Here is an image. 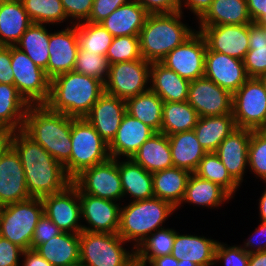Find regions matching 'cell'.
<instances>
[{"instance_id":"obj_23","label":"cell","mask_w":266,"mask_h":266,"mask_svg":"<svg viewBox=\"0 0 266 266\" xmlns=\"http://www.w3.org/2000/svg\"><path fill=\"white\" fill-rule=\"evenodd\" d=\"M156 132L126 113L115 138L108 145L110 158H132L138 149Z\"/></svg>"},{"instance_id":"obj_21","label":"cell","mask_w":266,"mask_h":266,"mask_svg":"<svg viewBox=\"0 0 266 266\" xmlns=\"http://www.w3.org/2000/svg\"><path fill=\"white\" fill-rule=\"evenodd\" d=\"M29 198L20 157L11 146L0 160V207Z\"/></svg>"},{"instance_id":"obj_11","label":"cell","mask_w":266,"mask_h":266,"mask_svg":"<svg viewBox=\"0 0 266 266\" xmlns=\"http://www.w3.org/2000/svg\"><path fill=\"white\" fill-rule=\"evenodd\" d=\"M150 66L143 58L110 65L104 92L126 101L148 91Z\"/></svg>"},{"instance_id":"obj_65","label":"cell","mask_w":266,"mask_h":266,"mask_svg":"<svg viewBox=\"0 0 266 266\" xmlns=\"http://www.w3.org/2000/svg\"><path fill=\"white\" fill-rule=\"evenodd\" d=\"M60 266H83L80 261Z\"/></svg>"},{"instance_id":"obj_37","label":"cell","mask_w":266,"mask_h":266,"mask_svg":"<svg viewBox=\"0 0 266 266\" xmlns=\"http://www.w3.org/2000/svg\"><path fill=\"white\" fill-rule=\"evenodd\" d=\"M126 113L161 132L164 101L150 89L125 101Z\"/></svg>"},{"instance_id":"obj_66","label":"cell","mask_w":266,"mask_h":266,"mask_svg":"<svg viewBox=\"0 0 266 266\" xmlns=\"http://www.w3.org/2000/svg\"><path fill=\"white\" fill-rule=\"evenodd\" d=\"M260 25L266 27V15L258 22Z\"/></svg>"},{"instance_id":"obj_35","label":"cell","mask_w":266,"mask_h":266,"mask_svg":"<svg viewBox=\"0 0 266 266\" xmlns=\"http://www.w3.org/2000/svg\"><path fill=\"white\" fill-rule=\"evenodd\" d=\"M35 250L53 266L66 265L80 261L79 234L62 232Z\"/></svg>"},{"instance_id":"obj_24","label":"cell","mask_w":266,"mask_h":266,"mask_svg":"<svg viewBox=\"0 0 266 266\" xmlns=\"http://www.w3.org/2000/svg\"><path fill=\"white\" fill-rule=\"evenodd\" d=\"M180 233L176 230L175 241L171 255L179 260H186L198 266H214L215 249L218 239L207 238L203 234Z\"/></svg>"},{"instance_id":"obj_51","label":"cell","mask_w":266,"mask_h":266,"mask_svg":"<svg viewBox=\"0 0 266 266\" xmlns=\"http://www.w3.org/2000/svg\"><path fill=\"white\" fill-rule=\"evenodd\" d=\"M132 0H94L87 22L100 23L121 5Z\"/></svg>"},{"instance_id":"obj_19","label":"cell","mask_w":266,"mask_h":266,"mask_svg":"<svg viewBox=\"0 0 266 266\" xmlns=\"http://www.w3.org/2000/svg\"><path fill=\"white\" fill-rule=\"evenodd\" d=\"M204 77L212 80L232 95L249 79L242 60L211 51L205 56Z\"/></svg>"},{"instance_id":"obj_28","label":"cell","mask_w":266,"mask_h":266,"mask_svg":"<svg viewBox=\"0 0 266 266\" xmlns=\"http://www.w3.org/2000/svg\"><path fill=\"white\" fill-rule=\"evenodd\" d=\"M149 13L135 0L121 5L100 23L113 37L139 35Z\"/></svg>"},{"instance_id":"obj_22","label":"cell","mask_w":266,"mask_h":266,"mask_svg":"<svg viewBox=\"0 0 266 266\" xmlns=\"http://www.w3.org/2000/svg\"><path fill=\"white\" fill-rule=\"evenodd\" d=\"M126 114V103L116 96L103 93L85 119L94 127L107 145L115 138Z\"/></svg>"},{"instance_id":"obj_15","label":"cell","mask_w":266,"mask_h":266,"mask_svg":"<svg viewBox=\"0 0 266 266\" xmlns=\"http://www.w3.org/2000/svg\"><path fill=\"white\" fill-rule=\"evenodd\" d=\"M51 26V33L49 38V60L46 76L51 80L57 75L73 71L78 46L77 24L63 26L61 29H56Z\"/></svg>"},{"instance_id":"obj_46","label":"cell","mask_w":266,"mask_h":266,"mask_svg":"<svg viewBox=\"0 0 266 266\" xmlns=\"http://www.w3.org/2000/svg\"><path fill=\"white\" fill-rule=\"evenodd\" d=\"M106 58L109 65L142 59L139 35L114 37L107 49Z\"/></svg>"},{"instance_id":"obj_59","label":"cell","mask_w":266,"mask_h":266,"mask_svg":"<svg viewBox=\"0 0 266 266\" xmlns=\"http://www.w3.org/2000/svg\"><path fill=\"white\" fill-rule=\"evenodd\" d=\"M13 131L0 128V160L6 151L12 146Z\"/></svg>"},{"instance_id":"obj_26","label":"cell","mask_w":266,"mask_h":266,"mask_svg":"<svg viewBox=\"0 0 266 266\" xmlns=\"http://www.w3.org/2000/svg\"><path fill=\"white\" fill-rule=\"evenodd\" d=\"M118 170L123 189V202L154 198L152 173L131 158L118 159Z\"/></svg>"},{"instance_id":"obj_67","label":"cell","mask_w":266,"mask_h":266,"mask_svg":"<svg viewBox=\"0 0 266 266\" xmlns=\"http://www.w3.org/2000/svg\"><path fill=\"white\" fill-rule=\"evenodd\" d=\"M9 1L22 2L23 0H9Z\"/></svg>"},{"instance_id":"obj_63","label":"cell","mask_w":266,"mask_h":266,"mask_svg":"<svg viewBox=\"0 0 266 266\" xmlns=\"http://www.w3.org/2000/svg\"><path fill=\"white\" fill-rule=\"evenodd\" d=\"M178 266H198L195 263L191 262V261H186V260H179L178 261Z\"/></svg>"},{"instance_id":"obj_52","label":"cell","mask_w":266,"mask_h":266,"mask_svg":"<svg viewBox=\"0 0 266 266\" xmlns=\"http://www.w3.org/2000/svg\"><path fill=\"white\" fill-rule=\"evenodd\" d=\"M259 221V222H258ZM253 233L240 246L248 253L266 251V222L258 220Z\"/></svg>"},{"instance_id":"obj_30","label":"cell","mask_w":266,"mask_h":266,"mask_svg":"<svg viewBox=\"0 0 266 266\" xmlns=\"http://www.w3.org/2000/svg\"><path fill=\"white\" fill-rule=\"evenodd\" d=\"M22 2L0 3V46H15L32 24Z\"/></svg>"},{"instance_id":"obj_9","label":"cell","mask_w":266,"mask_h":266,"mask_svg":"<svg viewBox=\"0 0 266 266\" xmlns=\"http://www.w3.org/2000/svg\"><path fill=\"white\" fill-rule=\"evenodd\" d=\"M236 127L266 129V90L259 78H249L232 95Z\"/></svg>"},{"instance_id":"obj_12","label":"cell","mask_w":266,"mask_h":266,"mask_svg":"<svg viewBox=\"0 0 266 266\" xmlns=\"http://www.w3.org/2000/svg\"><path fill=\"white\" fill-rule=\"evenodd\" d=\"M72 183L79 194H88L102 199L123 203V189L118 170V159L107 161L84 169Z\"/></svg>"},{"instance_id":"obj_17","label":"cell","mask_w":266,"mask_h":266,"mask_svg":"<svg viewBox=\"0 0 266 266\" xmlns=\"http://www.w3.org/2000/svg\"><path fill=\"white\" fill-rule=\"evenodd\" d=\"M82 227L87 232L117 233L122 203L88 194H79Z\"/></svg>"},{"instance_id":"obj_6","label":"cell","mask_w":266,"mask_h":266,"mask_svg":"<svg viewBox=\"0 0 266 266\" xmlns=\"http://www.w3.org/2000/svg\"><path fill=\"white\" fill-rule=\"evenodd\" d=\"M79 240L83 266H136L135 249L117 233L83 230Z\"/></svg>"},{"instance_id":"obj_3","label":"cell","mask_w":266,"mask_h":266,"mask_svg":"<svg viewBox=\"0 0 266 266\" xmlns=\"http://www.w3.org/2000/svg\"><path fill=\"white\" fill-rule=\"evenodd\" d=\"M73 118L50 110L45 104L30 105L22 131L64 165L71 155Z\"/></svg>"},{"instance_id":"obj_16","label":"cell","mask_w":266,"mask_h":266,"mask_svg":"<svg viewBox=\"0 0 266 266\" xmlns=\"http://www.w3.org/2000/svg\"><path fill=\"white\" fill-rule=\"evenodd\" d=\"M232 94L206 77L190 81L188 103L199 117L232 114Z\"/></svg>"},{"instance_id":"obj_41","label":"cell","mask_w":266,"mask_h":266,"mask_svg":"<svg viewBox=\"0 0 266 266\" xmlns=\"http://www.w3.org/2000/svg\"><path fill=\"white\" fill-rule=\"evenodd\" d=\"M243 63L249 78L266 74V28L259 23L249 24V50Z\"/></svg>"},{"instance_id":"obj_55","label":"cell","mask_w":266,"mask_h":266,"mask_svg":"<svg viewBox=\"0 0 266 266\" xmlns=\"http://www.w3.org/2000/svg\"><path fill=\"white\" fill-rule=\"evenodd\" d=\"M212 2L213 0H179V11L184 15L189 11L187 15L193 14V19L197 22L207 12Z\"/></svg>"},{"instance_id":"obj_2","label":"cell","mask_w":266,"mask_h":266,"mask_svg":"<svg viewBox=\"0 0 266 266\" xmlns=\"http://www.w3.org/2000/svg\"><path fill=\"white\" fill-rule=\"evenodd\" d=\"M103 93L101 80L70 71L50 80V95L45 105L68 117L85 118Z\"/></svg>"},{"instance_id":"obj_14","label":"cell","mask_w":266,"mask_h":266,"mask_svg":"<svg viewBox=\"0 0 266 266\" xmlns=\"http://www.w3.org/2000/svg\"><path fill=\"white\" fill-rule=\"evenodd\" d=\"M206 50L207 44L204 36L196 31L160 62L180 77L194 81L204 77Z\"/></svg>"},{"instance_id":"obj_1","label":"cell","mask_w":266,"mask_h":266,"mask_svg":"<svg viewBox=\"0 0 266 266\" xmlns=\"http://www.w3.org/2000/svg\"><path fill=\"white\" fill-rule=\"evenodd\" d=\"M12 147L20 157L30 197L59 193L72 183L63 165L22 130L13 132Z\"/></svg>"},{"instance_id":"obj_61","label":"cell","mask_w":266,"mask_h":266,"mask_svg":"<svg viewBox=\"0 0 266 266\" xmlns=\"http://www.w3.org/2000/svg\"><path fill=\"white\" fill-rule=\"evenodd\" d=\"M263 187L264 190L261 191L258 200H256L258 202L256 205H258L257 209L259 210L258 219L260 221L266 222V183H264Z\"/></svg>"},{"instance_id":"obj_32","label":"cell","mask_w":266,"mask_h":266,"mask_svg":"<svg viewBox=\"0 0 266 266\" xmlns=\"http://www.w3.org/2000/svg\"><path fill=\"white\" fill-rule=\"evenodd\" d=\"M190 175L188 170L177 167L152 173L154 197L177 208L183 200Z\"/></svg>"},{"instance_id":"obj_60","label":"cell","mask_w":266,"mask_h":266,"mask_svg":"<svg viewBox=\"0 0 266 266\" xmlns=\"http://www.w3.org/2000/svg\"><path fill=\"white\" fill-rule=\"evenodd\" d=\"M146 266H178V260L170 254L153 258Z\"/></svg>"},{"instance_id":"obj_44","label":"cell","mask_w":266,"mask_h":266,"mask_svg":"<svg viewBox=\"0 0 266 266\" xmlns=\"http://www.w3.org/2000/svg\"><path fill=\"white\" fill-rule=\"evenodd\" d=\"M79 50L106 55L113 36L101 23L81 22L77 24Z\"/></svg>"},{"instance_id":"obj_31","label":"cell","mask_w":266,"mask_h":266,"mask_svg":"<svg viewBox=\"0 0 266 266\" xmlns=\"http://www.w3.org/2000/svg\"><path fill=\"white\" fill-rule=\"evenodd\" d=\"M174 167L194 173L207 153L197 140L194 130L168 136Z\"/></svg>"},{"instance_id":"obj_62","label":"cell","mask_w":266,"mask_h":266,"mask_svg":"<svg viewBox=\"0 0 266 266\" xmlns=\"http://www.w3.org/2000/svg\"><path fill=\"white\" fill-rule=\"evenodd\" d=\"M248 266H266V251L249 254Z\"/></svg>"},{"instance_id":"obj_27","label":"cell","mask_w":266,"mask_h":266,"mask_svg":"<svg viewBox=\"0 0 266 266\" xmlns=\"http://www.w3.org/2000/svg\"><path fill=\"white\" fill-rule=\"evenodd\" d=\"M189 84V80L180 77L161 62L151 63L149 89L164 102L188 101Z\"/></svg>"},{"instance_id":"obj_48","label":"cell","mask_w":266,"mask_h":266,"mask_svg":"<svg viewBox=\"0 0 266 266\" xmlns=\"http://www.w3.org/2000/svg\"><path fill=\"white\" fill-rule=\"evenodd\" d=\"M249 254L238 244L228 245L218 241L215 249L214 266H248Z\"/></svg>"},{"instance_id":"obj_49","label":"cell","mask_w":266,"mask_h":266,"mask_svg":"<svg viewBox=\"0 0 266 266\" xmlns=\"http://www.w3.org/2000/svg\"><path fill=\"white\" fill-rule=\"evenodd\" d=\"M94 0H61L64 12L72 24L89 19Z\"/></svg>"},{"instance_id":"obj_57","label":"cell","mask_w":266,"mask_h":266,"mask_svg":"<svg viewBox=\"0 0 266 266\" xmlns=\"http://www.w3.org/2000/svg\"><path fill=\"white\" fill-rule=\"evenodd\" d=\"M21 266H53L45 260L35 249L23 251Z\"/></svg>"},{"instance_id":"obj_34","label":"cell","mask_w":266,"mask_h":266,"mask_svg":"<svg viewBox=\"0 0 266 266\" xmlns=\"http://www.w3.org/2000/svg\"><path fill=\"white\" fill-rule=\"evenodd\" d=\"M233 114L199 117L193 129L206 152H215L221 142L236 129Z\"/></svg>"},{"instance_id":"obj_53","label":"cell","mask_w":266,"mask_h":266,"mask_svg":"<svg viewBox=\"0 0 266 266\" xmlns=\"http://www.w3.org/2000/svg\"><path fill=\"white\" fill-rule=\"evenodd\" d=\"M23 249L0 236V266H21Z\"/></svg>"},{"instance_id":"obj_56","label":"cell","mask_w":266,"mask_h":266,"mask_svg":"<svg viewBox=\"0 0 266 266\" xmlns=\"http://www.w3.org/2000/svg\"><path fill=\"white\" fill-rule=\"evenodd\" d=\"M0 83L14 85L11 66V46H0Z\"/></svg>"},{"instance_id":"obj_54","label":"cell","mask_w":266,"mask_h":266,"mask_svg":"<svg viewBox=\"0 0 266 266\" xmlns=\"http://www.w3.org/2000/svg\"><path fill=\"white\" fill-rule=\"evenodd\" d=\"M149 14L174 13L179 11V0H135Z\"/></svg>"},{"instance_id":"obj_7","label":"cell","mask_w":266,"mask_h":266,"mask_svg":"<svg viewBox=\"0 0 266 266\" xmlns=\"http://www.w3.org/2000/svg\"><path fill=\"white\" fill-rule=\"evenodd\" d=\"M71 143L70 159L63 165L71 180L84 169L110 158L108 145L85 118H73Z\"/></svg>"},{"instance_id":"obj_58","label":"cell","mask_w":266,"mask_h":266,"mask_svg":"<svg viewBox=\"0 0 266 266\" xmlns=\"http://www.w3.org/2000/svg\"><path fill=\"white\" fill-rule=\"evenodd\" d=\"M252 22L258 23L266 15V0H246Z\"/></svg>"},{"instance_id":"obj_38","label":"cell","mask_w":266,"mask_h":266,"mask_svg":"<svg viewBox=\"0 0 266 266\" xmlns=\"http://www.w3.org/2000/svg\"><path fill=\"white\" fill-rule=\"evenodd\" d=\"M51 25L32 23L15 45L44 71L49 60V38Z\"/></svg>"},{"instance_id":"obj_42","label":"cell","mask_w":266,"mask_h":266,"mask_svg":"<svg viewBox=\"0 0 266 266\" xmlns=\"http://www.w3.org/2000/svg\"><path fill=\"white\" fill-rule=\"evenodd\" d=\"M22 4L33 23L57 27L72 24L64 12L61 0H23Z\"/></svg>"},{"instance_id":"obj_18","label":"cell","mask_w":266,"mask_h":266,"mask_svg":"<svg viewBox=\"0 0 266 266\" xmlns=\"http://www.w3.org/2000/svg\"><path fill=\"white\" fill-rule=\"evenodd\" d=\"M211 51L243 61L249 50V24L196 26Z\"/></svg>"},{"instance_id":"obj_25","label":"cell","mask_w":266,"mask_h":266,"mask_svg":"<svg viewBox=\"0 0 266 266\" xmlns=\"http://www.w3.org/2000/svg\"><path fill=\"white\" fill-rule=\"evenodd\" d=\"M234 198L220 185L202 179L196 174L191 173L185 194L181 204L176 208L177 211L186 204L192 207H202L201 209L219 210L224 204L231 202Z\"/></svg>"},{"instance_id":"obj_39","label":"cell","mask_w":266,"mask_h":266,"mask_svg":"<svg viewBox=\"0 0 266 266\" xmlns=\"http://www.w3.org/2000/svg\"><path fill=\"white\" fill-rule=\"evenodd\" d=\"M198 118L197 111L188 101L164 102L161 133L169 136L179 132L193 130Z\"/></svg>"},{"instance_id":"obj_8","label":"cell","mask_w":266,"mask_h":266,"mask_svg":"<svg viewBox=\"0 0 266 266\" xmlns=\"http://www.w3.org/2000/svg\"><path fill=\"white\" fill-rule=\"evenodd\" d=\"M44 214L41 198L0 207V236L22 248L30 249L34 229Z\"/></svg>"},{"instance_id":"obj_50","label":"cell","mask_w":266,"mask_h":266,"mask_svg":"<svg viewBox=\"0 0 266 266\" xmlns=\"http://www.w3.org/2000/svg\"><path fill=\"white\" fill-rule=\"evenodd\" d=\"M62 232L50 218L43 214L34 229L30 249H35L38 245L47 242Z\"/></svg>"},{"instance_id":"obj_10","label":"cell","mask_w":266,"mask_h":266,"mask_svg":"<svg viewBox=\"0 0 266 266\" xmlns=\"http://www.w3.org/2000/svg\"><path fill=\"white\" fill-rule=\"evenodd\" d=\"M14 85L30 105L45 104L50 95V79L26 53L11 46Z\"/></svg>"},{"instance_id":"obj_43","label":"cell","mask_w":266,"mask_h":266,"mask_svg":"<svg viewBox=\"0 0 266 266\" xmlns=\"http://www.w3.org/2000/svg\"><path fill=\"white\" fill-rule=\"evenodd\" d=\"M194 174L202 179L220 185L233 198L241 187L228 173L227 168L215 152H207L205 154Z\"/></svg>"},{"instance_id":"obj_45","label":"cell","mask_w":266,"mask_h":266,"mask_svg":"<svg viewBox=\"0 0 266 266\" xmlns=\"http://www.w3.org/2000/svg\"><path fill=\"white\" fill-rule=\"evenodd\" d=\"M248 174L266 183V129L252 130L248 146Z\"/></svg>"},{"instance_id":"obj_33","label":"cell","mask_w":266,"mask_h":266,"mask_svg":"<svg viewBox=\"0 0 266 266\" xmlns=\"http://www.w3.org/2000/svg\"><path fill=\"white\" fill-rule=\"evenodd\" d=\"M131 159L150 173L174 167L168 136L161 132L150 137Z\"/></svg>"},{"instance_id":"obj_4","label":"cell","mask_w":266,"mask_h":266,"mask_svg":"<svg viewBox=\"0 0 266 266\" xmlns=\"http://www.w3.org/2000/svg\"><path fill=\"white\" fill-rule=\"evenodd\" d=\"M185 16L180 11L147 16L139 33L140 53L144 60L160 62L197 31L196 27L186 23Z\"/></svg>"},{"instance_id":"obj_29","label":"cell","mask_w":266,"mask_h":266,"mask_svg":"<svg viewBox=\"0 0 266 266\" xmlns=\"http://www.w3.org/2000/svg\"><path fill=\"white\" fill-rule=\"evenodd\" d=\"M252 23L246 0H213L195 26L243 25Z\"/></svg>"},{"instance_id":"obj_13","label":"cell","mask_w":266,"mask_h":266,"mask_svg":"<svg viewBox=\"0 0 266 266\" xmlns=\"http://www.w3.org/2000/svg\"><path fill=\"white\" fill-rule=\"evenodd\" d=\"M41 200L44 214L63 232L80 234L83 231L79 190L73 183Z\"/></svg>"},{"instance_id":"obj_40","label":"cell","mask_w":266,"mask_h":266,"mask_svg":"<svg viewBox=\"0 0 266 266\" xmlns=\"http://www.w3.org/2000/svg\"><path fill=\"white\" fill-rule=\"evenodd\" d=\"M176 229L166 226L149 235L135 249L136 266H146L153 258L172 253Z\"/></svg>"},{"instance_id":"obj_36","label":"cell","mask_w":266,"mask_h":266,"mask_svg":"<svg viewBox=\"0 0 266 266\" xmlns=\"http://www.w3.org/2000/svg\"><path fill=\"white\" fill-rule=\"evenodd\" d=\"M29 106L15 85L0 83V128L22 130Z\"/></svg>"},{"instance_id":"obj_5","label":"cell","mask_w":266,"mask_h":266,"mask_svg":"<svg viewBox=\"0 0 266 266\" xmlns=\"http://www.w3.org/2000/svg\"><path fill=\"white\" fill-rule=\"evenodd\" d=\"M123 203L117 234L134 249L153 232L166 227V221L179 213L171 203L155 197Z\"/></svg>"},{"instance_id":"obj_20","label":"cell","mask_w":266,"mask_h":266,"mask_svg":"<svg viewBox=\"0 0 266 266\" xmlns=\"http://www.w3.org/2000/svg\"><path fill=\"white\" fill-rule=\"evenodd\" d=\"M251 133V129L237 127L215 151L228 173L241 187L248 172V146Z\"/></svg>"},{"instance_id":"obj_47","label":"cell","mask_w":266,"mask_h":266,"mask_svg":"<svg viewBox=\"0 0 266 266\" xmlns=\"http://www.w3.org/2000/svg\"><path fill=\"white\" fill-rule=\"evenodd\" d=\"M109 66L106 55L78 50L73 71L95 77L105 83L109 74Z\"/></svg>"},{"instance_id":"obj_64","label":"cell","mask_w":266,"mask_h":266,"mask_svg":"<svg viewBox=\"0 0 266 266\" xmlns=\"http://www.w3.org/2000/svg\"><path fill=\"white\" fill-rule=\"evenodd\" d=\"M259 79L262 82V84L264 85V88L266 90V74L260 76Z\"/></svg>"}]
</instances>
